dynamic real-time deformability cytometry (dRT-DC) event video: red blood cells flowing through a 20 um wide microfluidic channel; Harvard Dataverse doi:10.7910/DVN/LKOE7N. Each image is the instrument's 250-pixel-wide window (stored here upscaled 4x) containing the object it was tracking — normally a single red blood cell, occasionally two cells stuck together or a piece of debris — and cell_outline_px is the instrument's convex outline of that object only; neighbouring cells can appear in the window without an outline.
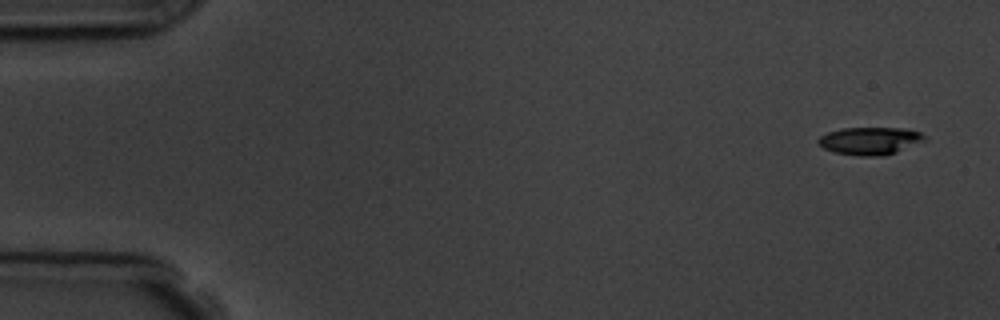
{"species": "common noctule bat (a hibernating species)", "species_latin": "Nyctalus noctula", "temperature_condition": "room temperature", "stored_images_in_passage": 5, "camera_frame_rate_fps": 3000, "um_per_image_px": 0.085, "animal": {"sex": "male", "body_mass_g": 19.5, "forearm_length_mm": 54.6}, "frame": {"image": 1, "passage_image": 1, "time_ms": 0.0, "image_size_px": [1000, 320], "cell_outline_px": [[928, 140], [896, 152], [884, 156], [860, 156], [836, 152], [824, 148], [816, 144], [816, 140], [820, 136], [828, 132], [840, 128], [904, 128], [920, 132], [928, 136]], "centroid_in_image_um": [73.97, 11.96], "position_along_channel_um": 11.0, "area_um2": 17.34}}
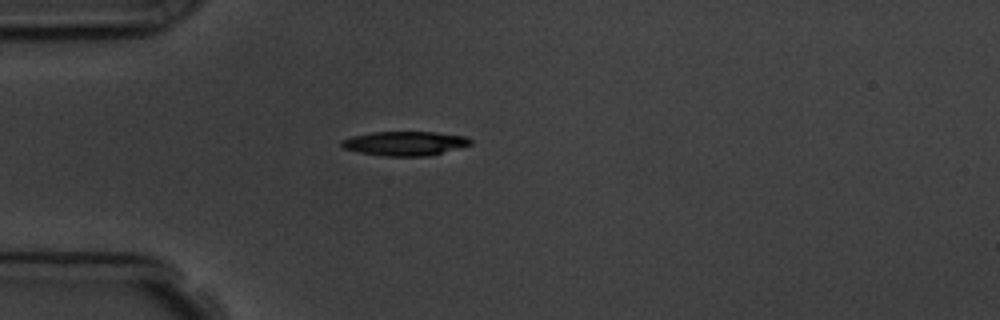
{"frame": {"image": 2, "passage_image": 5, "time_ms": 4.333, "image_size_px": [1000, 320], "cell_outline_px": [[472, 144], [460, 148], [428, 156], [384, 156], [360, 152], [340, 148], [340, 140], [352, 136], [372, 132], [436, 132], [464, 136], [472, 140]], "centroid_in_image_um": [34.39, 12.19], "position_along_channel_um": 50.6, "area_um2": 18.32}}